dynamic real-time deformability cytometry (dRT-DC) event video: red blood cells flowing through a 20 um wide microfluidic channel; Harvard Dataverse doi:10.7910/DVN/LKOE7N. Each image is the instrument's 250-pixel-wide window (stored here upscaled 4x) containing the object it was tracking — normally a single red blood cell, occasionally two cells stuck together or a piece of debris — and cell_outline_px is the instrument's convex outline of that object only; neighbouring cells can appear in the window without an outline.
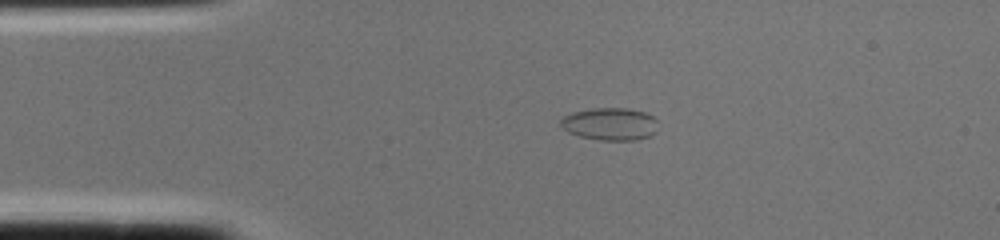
{"species": "common noctule bat (a hibernating species)", "species_latin": "Nyctalus noctula", "temperature_condition": "cold", "stored_images_in_passage": 2, "camera_frame_rate_fps": 3000, "um_per_image_px": 0.085, "animal": {"sex": "female", "body_mass_g": 22.0, "forearm_length_mm": 56.7}, "frame": {"image": 1, "passage_image": 2, "time_ms": 0.333, "image_size_px": [1000, 240], "cell_outline_px": [[656, 132], [652, 136], [636, 140], [600, 140], [580, 136], [568, 132], [560, 128], [560, 120], [564, 116], [572, 112], [592, 108], [628, 108], [644, 112], [652, 116], [656, 120]], "centroid_in_image_um": [51.84, 10.54], "position_along_channel_um": 33.2, "area_um2": 18.61}}